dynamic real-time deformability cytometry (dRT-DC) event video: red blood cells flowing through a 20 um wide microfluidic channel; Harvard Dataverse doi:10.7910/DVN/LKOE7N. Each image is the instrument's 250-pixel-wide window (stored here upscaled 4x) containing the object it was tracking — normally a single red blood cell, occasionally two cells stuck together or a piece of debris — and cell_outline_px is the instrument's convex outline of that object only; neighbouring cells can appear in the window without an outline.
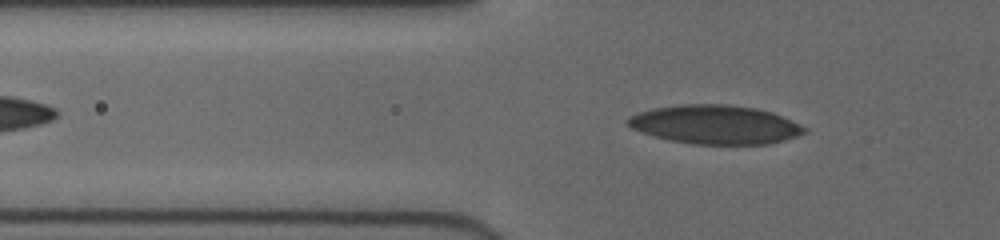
{"species": "human", "species_latin": "Homo sapiens", "temperature_condition": "cold", "stored_images_in_passage": 40, "camera_frame_rate_fps": 3000, "um_per_image_px": 0.085, "donor": {"sex": "female"}, "frame": {"image": 1, "passage_image": 11, "time_ms": 3.333, "image_size_px": [1000, 240], "cell_outline_px": [[808, 132], [796, 136], [768, 144], [692, 144], [668, 140], [640, 132], [632, 128], [624, 120], [628, 116], [652, 108], [680, 104], [724, 104], [756, 108], [772, 112], [800, 124], [808, 128]], "centroid_in_image_um": [60.77, 10.58], "position_along_channel_um": 65.0, "area_um2": 40.11}}
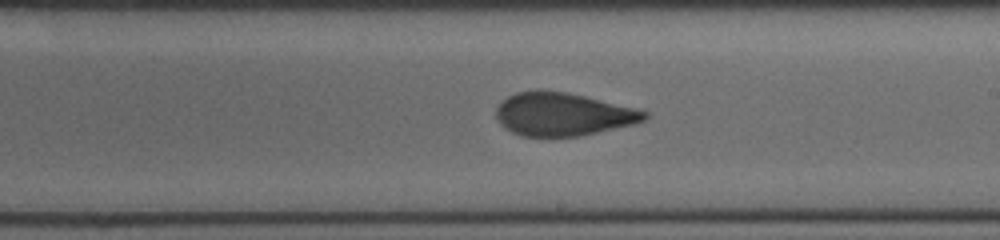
{"frame": {"image": 2, "passage_image": 25, "time_ms": 8.0, "image_size_px": [1000, 240], "cell_outline_px": [[648, 116], [644, 120], [636, 124], [580, 136], [520, 136], [504, 128], [500, 124], [496, 116], [496, 108], [508, 96], [516, 92], [536, 88], [540, 88], [568, 92], [636, 108], [648, 112]], "centroid_in_image_um": [47.83, 9.69], "position_along_channel_um": 241.2, "area_um2": 37.69}}
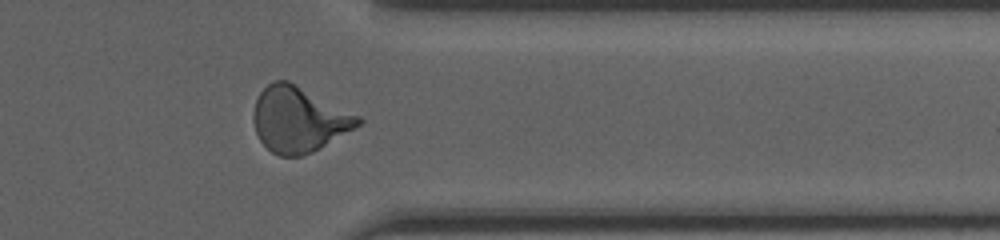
{"frame": {"image": 3, "passage_image": 36, "time_ms": 11.667, "image_size_px": [1000, 240], "cell_outline_px": [[364, 120], [360, 124], [312, 152], [300, 156], [280, 156], [272, 152], [260, 140], [256, 132], [252, 120], [252, 116], [256, 100], [260, 92], [272, 80], [288, 80], [360, 116]], "centroid_in_image_um": [25.36, 10.14], "position_along_channel_um": 386.0, "area_um2": 39.42}, "authors_computed_cell_mechanics": {"area_um2": 37.8301, "velocity_mm_per_s": 4.0088, "shape_relaxation_time_tau1_ms": 5.8038, "shape_relaxation_time_tau2_ms": 1.2402, "deformation_change_tau1": 0.1895, "deformation_change_tau2": 0.0843}}